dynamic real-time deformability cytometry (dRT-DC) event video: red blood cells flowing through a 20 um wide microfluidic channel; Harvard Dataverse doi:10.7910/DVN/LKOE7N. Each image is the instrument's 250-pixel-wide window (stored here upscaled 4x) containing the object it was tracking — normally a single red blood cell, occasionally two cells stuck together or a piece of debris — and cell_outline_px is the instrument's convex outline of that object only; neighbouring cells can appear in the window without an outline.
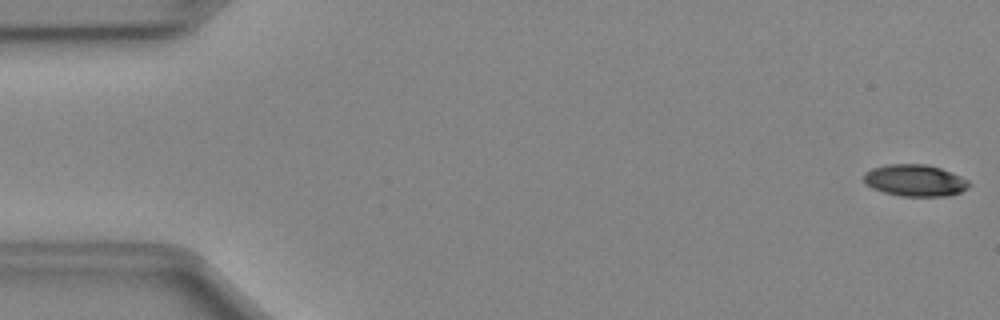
{"species": "Egyptian fruit bat (a non-hibernating species)", "species_latin": "Rousettus aegyptiacus", "temperature_condition": "cold", "stored_images_in_passage": 50, "camera_frame_rate_fps": 3000, "um_per_image_px": 0.085, "animal": {"sex": "female"}, "frame": {"image": 1, "passage_image": 1, "time_ms": 0.0, "image_size_px": [1000, 320], "cell_outline_px": [[972, 184], [968, 188], [960, 192], [948, 196], [900, 196], [884, 192], [872, 188], [864, 184], [864, 172], [872, 168], [888, 164], [924, 164], [940, 168], [960, 176], [968, 180]], "centroid_in_image_um": [77.76, 15.34], "position_along_channel_um": 7.2, "area_um2": 19.54}}
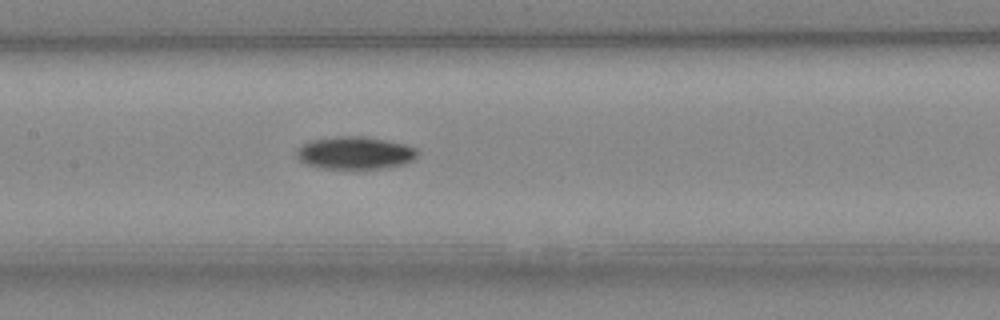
{"frame": {"image": 2, "passage_image": 24, "time_ms": 7.667, "image_size_px": [1000, 320], "cell_outline_px": [[420, 152], [412, 160], [404, 164], [384, 168], [324, 168], [308, 164], [300, 160], [296, 156], [296, 148], [312, 140], [336, 136], [364, 136], [404, 144], [416, 148]], "centroid_in_image_um": [30.18, 12.99], "position_along_channel_um": 177.2, "area_um2": 22.77}}
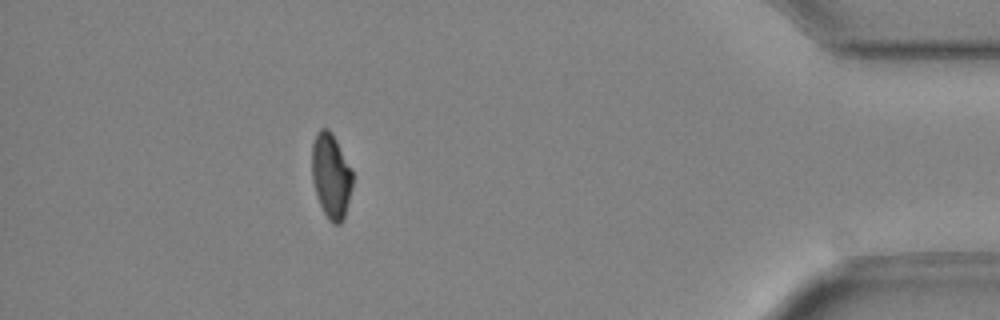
{"frame": {"image": 3, "passage_image": 45, "time_ms": 14.667, "image_size_px": [1000, 320], "cell_outline_px": [[352, 188], [344, 216], [340, 224], [332, 224], [328, 220], [320, 204], [312, 180], [312, 144], [316, 132], [320, 128], [328, 128], [332, 132], [352, 168]], "centroid_in_image_um": [28.14, 14.91], "position_along_channel_um": 407.1, "area_um2": 20.17}, "authors_computed_cell_mechanics": {"area_um2": 20.8947, "velocity_mm_per_s": 4.0393, "shape_relaxation_time_tau1_ms": 3.7602, "shape_relaxation_time_tau2_ms": null, "deformation_change_tau1": 0.1111, "deformation_change_tau2": null}}